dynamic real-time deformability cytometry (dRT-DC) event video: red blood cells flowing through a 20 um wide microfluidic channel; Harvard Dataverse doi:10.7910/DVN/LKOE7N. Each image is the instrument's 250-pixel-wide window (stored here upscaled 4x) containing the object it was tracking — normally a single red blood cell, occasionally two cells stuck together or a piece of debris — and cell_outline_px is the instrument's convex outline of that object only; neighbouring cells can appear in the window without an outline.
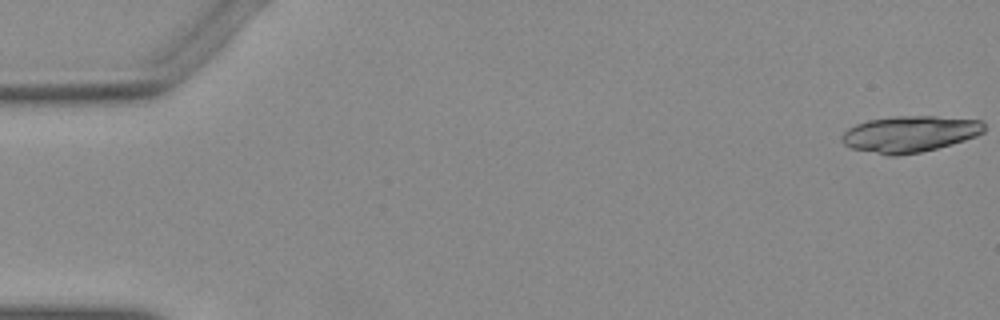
{"species": "Egyptian fruit bat (a non-hibernating species)", "species_latin": "Rousettus aegyptiacus", "temperature_condition": "warm", "stored_images_in_passage": 17, "camera_frame_rate_fps": 3000, "um_per_image_px": 0.085, "animal": {"sex": "female"}, "frame": {"image": 1, "passage_image": 1, "time_ms": 0.0, "image_size_px": [1000, 320], "cell_outline_px": [[984, 132], [976, 136], [952, 144], [920, 152], [896, 156], [888, 156], [852, 148], [844, 144], [840, 140], [840, 136], [848, 128], [856, 124], [868, 120], [896, 116], [932, 116], [980, 120], [984, 124]], "centroid_in_image_um": [77.3, 11.39], "position_along_channel_um": 7.7, "area_um2": 30.06}}
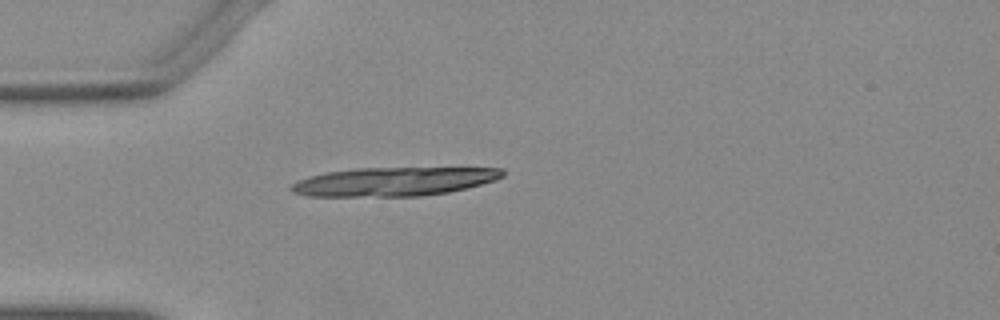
{"frame": {"image": 2, "passage_image": 15, "time_ms": 4.667, "image_size_px": [1000, 320], "cell_outline_px": [[504, 176], [496, 180], [448, 192], [420, 196], [308, 196], [292, 192], [288, 188], [292, 184], [308, 176], [324, 172], [356, 168], [504, 168]], "centroid_in_image_um": [33.44, 15.43], "position_along_channel_um": 51.6, "area_um2": 35.32}}